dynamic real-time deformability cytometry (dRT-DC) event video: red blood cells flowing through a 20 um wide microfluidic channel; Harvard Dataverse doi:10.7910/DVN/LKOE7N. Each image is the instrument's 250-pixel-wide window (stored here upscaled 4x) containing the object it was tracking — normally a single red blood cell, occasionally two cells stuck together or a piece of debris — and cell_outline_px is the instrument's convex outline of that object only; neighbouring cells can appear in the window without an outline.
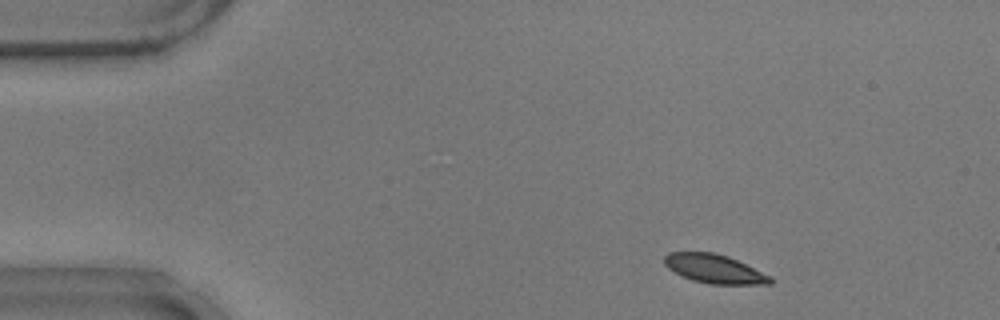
{"species": "common noctule bat (a hibernating species)", "species_latin": "Nyctalus noctula", "temperature_condition": "warm", "stored_images_in_passage": 48, "camera_frame_rate_fps": 3000, "um_per_image_px": 0.085, "animal": {"sex": "male", "body_mass_g": 17.9}, "frame": {"image": 1, "passage_image": 1, "time_ms": 0.0, "image_size_px": [1000, 320], "cell_outline_px": [[772, 284], [708, 284], [692, 280], [668, 268], [664, 264], [664, 256], [668, 252], [712, 252], [728, 256], [772, 276]], "centroid_in_image_um": [60.73, 22.85], "position_along_channel_um": 24.3, "area_um2": 17.74}}
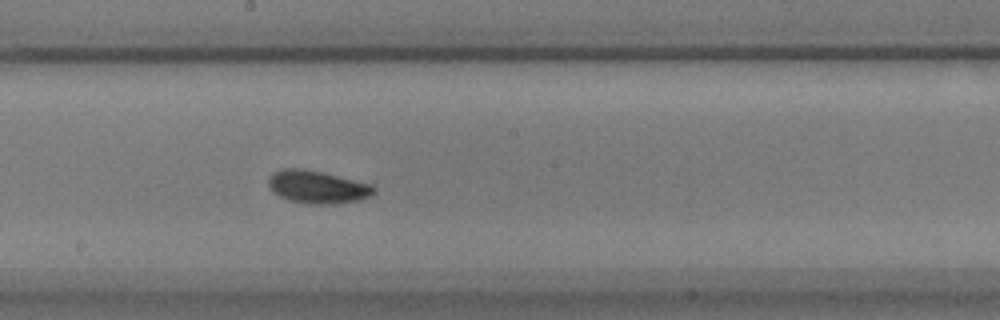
{"frame": {"image": 2, "passage_image": 23, "time_ms": 7.333, "image_size_px": [1000, 320], "cell_outline_px": [[376, 192], [360, 200], [332, 204], [304, 204], [288, 200], [280, 196], [268, 184], [268, 180], [276, 172], [284, 168], [300, 168], [324, 172], [372, 184], [376, 188]], "centroid_in_image_um": [27.03, 15.9], "position_along_channel_um": 221.2, "area_um2": 20.06}}
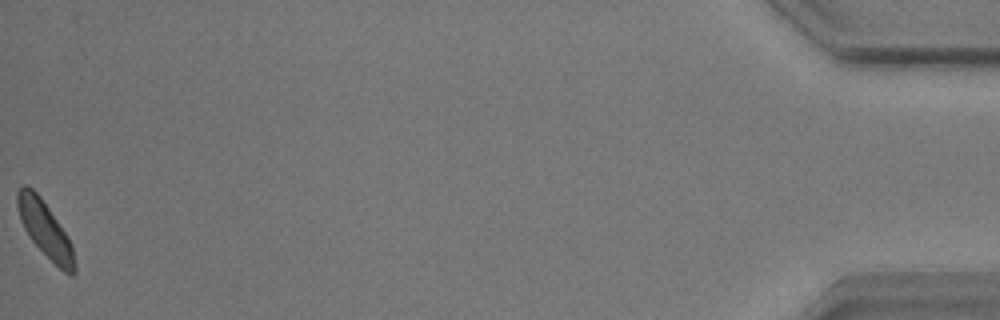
{"frame": {"image": 3, "passage_image": 48, "time_ms": 15.667, "image_size_px": [1000, 320], "cell_outline_px": [[76, 272], [72, 276], [64, 272], [32, 240], [24, 228], [20, 220], [16, 204], [16, 192], [24, 184], [32, 188], [40, 196], [68, 236], [72, 244], [76, 264]], "centroid_in_image_um": [3.84, 19.48], "position_along_channel_um": 431.4, "area_um2": 18.38}, "authors_computed_cell_mechanics": {"area_um2": 18.6694, "velocity_mm_per_s": 3.6877, "shape_relaxation_time_tau1_ms": null, "shape_relaxation_time_tau2_ms": 6.1743, "deformation_change_tau1": null, "deformation_change_tau2": 0.0997}}